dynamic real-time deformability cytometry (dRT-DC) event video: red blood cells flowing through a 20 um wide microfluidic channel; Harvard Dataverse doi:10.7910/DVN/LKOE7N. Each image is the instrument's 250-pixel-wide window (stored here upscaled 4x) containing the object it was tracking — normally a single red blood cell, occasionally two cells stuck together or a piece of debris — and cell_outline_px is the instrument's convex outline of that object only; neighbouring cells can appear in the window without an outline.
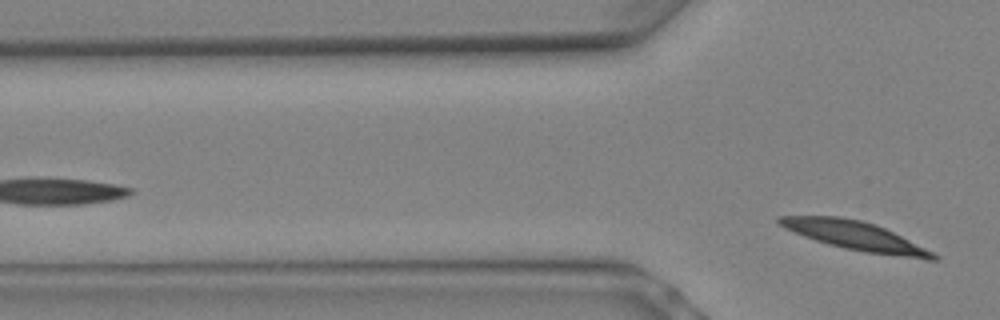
{"species": "Egyptian fruit bat (a non-hibernating species)", "species_latin": "Rousettus aegyptiacus", "temperature_condition": "warm", "stored_images_in_passage": 5, "segment_of_instrument_passage": [2, 2], "camera_frame_rate_fps": 3000, "um_per_image_px": 0.085, "animal": {"sex": "female"}, "frame": {"image": 1, "passage_image": 5, "time_ms": 1.333, "image_size_px": [1000, 320], "cell_outline_px": [[940, 260], [928, 260], [864, 252], [844, 248], [828, 244], [804, 236], [784, 228], [776, 220], [776, 216], [840, 216], [860, 220], [876, 224], [940, 256]], "centroid_in_image_um": [72.68, 20.05], "position_along_channel_um": 53.1, "area_um2": 25.55}}